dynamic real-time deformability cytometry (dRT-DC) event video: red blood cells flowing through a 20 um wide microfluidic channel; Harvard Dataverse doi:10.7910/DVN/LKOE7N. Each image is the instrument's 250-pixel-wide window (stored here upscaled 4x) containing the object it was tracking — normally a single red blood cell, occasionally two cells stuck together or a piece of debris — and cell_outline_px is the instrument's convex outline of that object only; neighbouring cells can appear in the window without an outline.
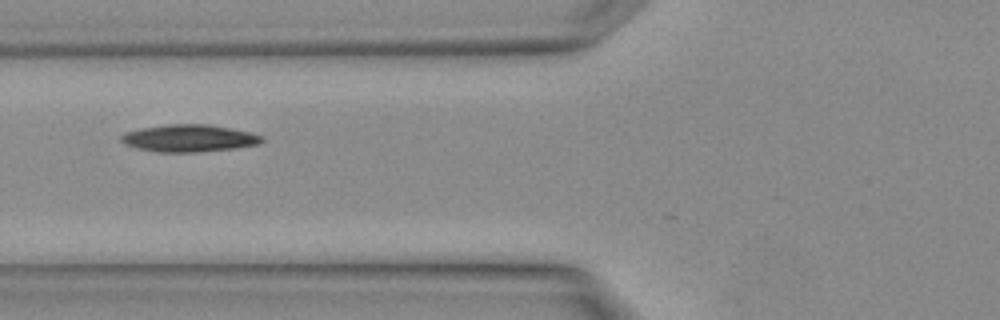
{"species": "Egyptian fruit bat (a non-hibernating species)", "species_latin": "Rousettus aegyptiacus", "temperature_condition": "warm", "stored_images_in_passage": 4, "camera_frame_rate_fps": 3000, "um_per_image_px": 0.085, "animal": {"sex": "female"}, "frame": {"image": 1, "passage_image": 4, "time_ms": 1.0, "image_size_px": [1000, 320], "cell_outline_px": [[264, 140], [260, 144], [236, 148], [196, 152], [160, 152], [136, 148], [124, 144], [120, 140], [120, 136], [124, 132], [140, 128], [168, 124], [208, 124], [252, 132], [264, 136]], "centroid_in_image_um": [16.08, 11.74], "position_along_channel_um": 109.7, "area_um2": 22.54}}